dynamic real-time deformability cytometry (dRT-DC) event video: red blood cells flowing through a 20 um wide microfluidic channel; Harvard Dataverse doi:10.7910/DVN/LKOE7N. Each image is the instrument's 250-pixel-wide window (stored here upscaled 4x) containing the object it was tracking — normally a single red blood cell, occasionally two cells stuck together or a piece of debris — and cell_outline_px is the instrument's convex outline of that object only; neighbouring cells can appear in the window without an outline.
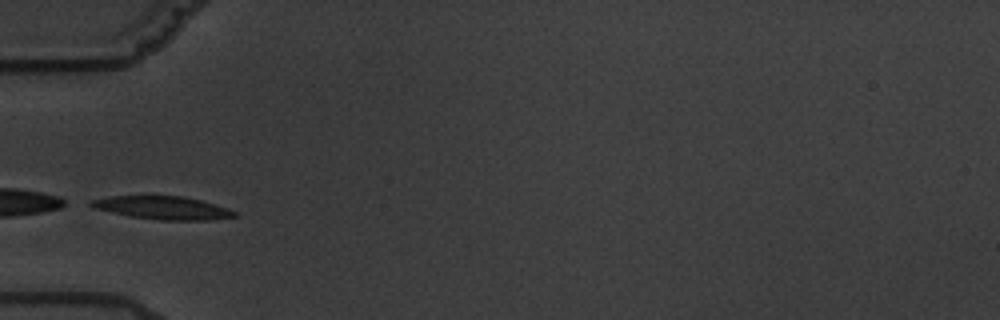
{"species": "common noctule bat (a hibernating species)", "species_latin": "Nyctalus noctula", "temperature_condition": "warm", "stored_images_in_passage": 2, "camera_frame_rate_fps": 3000, "um_per_image_px": 0.085, "animal": {"sex": "male", "body_mass_g": 19.5, "forearm_length_mm": 54.6}, "frame": {"image": 1, "passage_image": 1, "time_ms": 0.0, "image_size_px": [1000, 320], "cell_outline_px": [[240, 216], [212, 220], [160, 220], [128, 216], [92, 208], [88, 204], [92, 200], [108, 196], [184, 196], [216, 204], [228, 208], [236, 212]], "centroid_in_image_um": [13.85, 17.67], "position_along_channel_um": 71.2, "area_um2": 19.48}}